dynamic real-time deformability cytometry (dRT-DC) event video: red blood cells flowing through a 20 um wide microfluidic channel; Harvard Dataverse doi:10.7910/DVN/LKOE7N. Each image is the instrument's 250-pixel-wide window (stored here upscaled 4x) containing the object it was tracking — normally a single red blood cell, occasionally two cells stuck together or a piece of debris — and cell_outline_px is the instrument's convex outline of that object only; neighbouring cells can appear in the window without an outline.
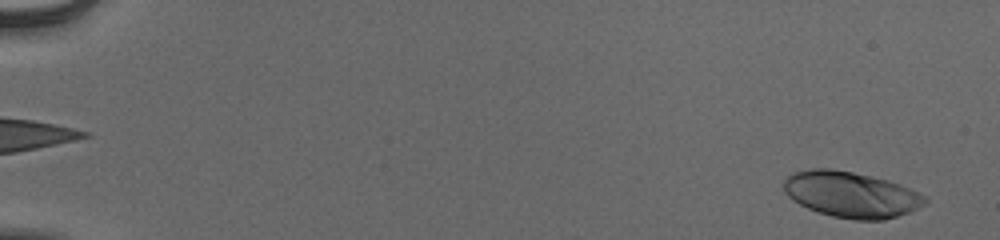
{"species": "human", "species_latin": "Homo sapiens", "temperature_condition": "cold", "stored_images_in_passage": 55, "camera_frame_rate_fps": 3000, "um_per_image_px": 0.085, "donor": {"sex": "male"}, "frame": {"image": 1, "passage_image": 2, "time_ms": 0.333, "image_size_px": [1000, 240], "cell_outline_px": [[928, 200], [924, 204], [908, 212], [884, 220], [856, 220], [832, 216], [808, 208], [792, 200], [784, 192], [784, 180], [792, 172], [812, 168], [832, 168], [872, 176], [888, 180], [900, 184], [928, 196]], "centroid_in_image_um": [72.34, 16.52], "position_along_channel_um": 12.7, "area_um2": 37.8}}
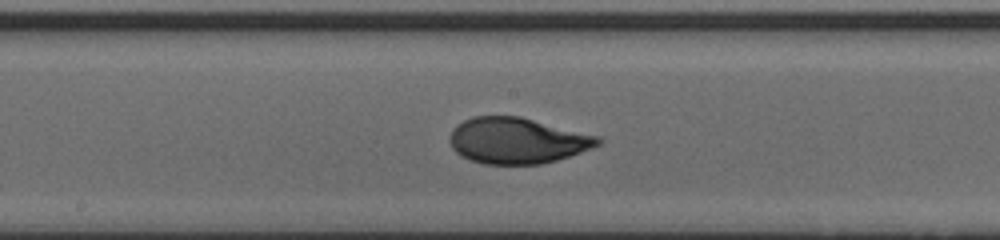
{"frame": {"image": 2, "passage_image": 31, "time_ms": 10.0, "image_size_px": [1000, 240], "cell_outline_px": [[604, 140], [600, 144], [592, 148], [556, 160], [540, 164], [484, 164], [460, 156], [452, 148], [448, 140], [448, 136], [452, 128], [456, 124], [472, 116], [520, 116], [600, 136]], "centroid_in_image_um": [43.94, 11.94], "position_along_channel_um": 204.3, "area_um2": 40.0}}
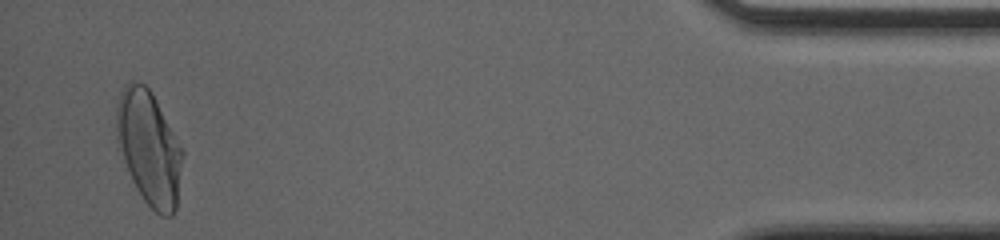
{"frame": {"image": 3, "passage_image": 53, "time_ms": 17.333, "image_size_px": [1000, 240], "cell_outline_px": [[184, 152], [176, 208], [172, 216], [160, 216], [144, 200], [136, 188], [132, 180], [116, 140], [116, 108], [120, 92], [128, 80], [132, 80], [144, 84], [152, 92], [184, 148]], "centroid_in_image_um": [12.68, 12.54], "position_along_channel_um": 422.5, "area_um2": 44.22}, "authors_computed_cell_mechanics": {"area_um2": 39.2462, "velocity_mm_per_s": 3.8765, "shape_relaxation_time_tau1_ms": 3.498, "shape_relaxation_time_tau2_ms": 0.771, "deformation_change_tau1": 0.1901, "deformation_change_tau2": 0.0517}}